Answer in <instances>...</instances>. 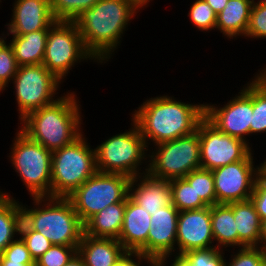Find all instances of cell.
<instances>
[{
  "label": "cell",
  "mask_w": 266,
  "mask_h": 266,
  "mask_svg": "<svg viewBox=\"0 0 266 266\" xmlns=\"http://www.w3.org/2000/svg\"><path fill=\"white\" fill-rule=\"evenodd\" d=\"M147 147L189 135L205 117V104L181 102L173 96L149 98L132 112ZM150 141V142H148Z\"/></svg>",
  "instance_id": "cell-1"
},
{
  "label": "cell",
  "mask_w": 266,
  "mask_h": 266,
  "mask_svg": "<svg viewBox=\"0 0 266 266\" xmlns=\"http://www.w3.org/2000/svg\"><path fill=\"white\" fill-rule=\"evenodd\" d=\"M138 11L127 0H99L76 17L73 23L79 30L83 45L97 63L105 64L112 58L121 45L123 32Z\"/></svg>",
  "instance_id": "cell-2"
},
{
  "label": "cell",
  "mask_w": 266,
  "mask_h": 266,
  "mask_svg": "<svg viewBox=\"0 0 266 266\" xmlns=\"http://www.w3.org/2000/svg\"><path fill=\"white\" fill-rule=\"evenodd\" d=\"M75 94L66 92L55 102L28 113L19 121L18 129L52 152L70 144L83 133L81 105Z\"/></svg>",
  "instance_id": "cell-3"
},
{
  "label": "cell",
  "mask_w": 266,
  "mask_h": 266,
  "mask_svg": "<svg viewBox=\"0 0 266 266\" xmlns=\"http://www.w3.org/2000/svg\"><path fill=\"white\" fill-rule=\"evenodd\" d=\"M32 200L33 208L21 202L22 220L32 230L41 233L53 245H79L84 224L68 198L33 197Z\"/></svg>",
  "instance_id": "cell-4"
},
{
  "label": "cell",
  "mask_w": 266,
  "mask_h": 266,
  "mask_svg": "<svg viewBox=\"0 0 266 266\" xmlns=\"http://www.w3.org/2000/svg\"><path fill=\"white\" fill-rule=\"evenodd\" d=\"M82 133L52 152L50 197L67 198L97 172L95 149Z\"/></svg>",
  "instance_id": "cell-5"
},
{
  "label": "cell",
  "mask_w": 266,
  "mask_h": 266,
  "mask_svg": "<svg viewBox=\"0 0 266 266\" xmlns=\"http://www.w3.org/2000/svg\"><path fill=\"white\" fill-rule=\"evenodd\" d=\"M128 130L107 138L94 148L98 172L122 174L129 178L147 173L149 149L132 120ZM142 164L146 165L145 171L140 167Z\"/></svg>",
  "instance_id": "cell-6"
},
{
  "label": "cell",
  "mask_w": 266,
  "mask_h": 266,
  "mask_svg": "<svg viewBox=\"0 0 266 266\" xmlns=\"http://www.w3.org/2000/svg\"><path fill=\"white\" fill-rule=\"evenodd\" d=\"M10 162L30 197H50L52 151L16 130Z\"/></svg>",
  "instance_id": "cell-7"
},
{
  "label": "cell",
  "mask_w": 266,
  "mask_h": 266,
  "mask_svg": "<svg viewBox=\"0 0 266 266\" xmlns=\"http://www.w3.org/2000/svg\"><path fill=\"white\" fill-rule=\"evenodd\" d=\"M149 150L147 173L156 179L184 178L201 168L198 131L180 138L158 143Z\"/></svg>",
  "instance_id": "cell-8"
},
{
  "label": "cell",
  "mask_w": 266,
  "mask_h": 266,
  "mask_svg": "<svg viewBox=\"0 0 266 266\" xmlns=\"http://www.w3.org/2000/svg\"><path fill=\"white\" fill-rule=\"evenodd\" d=\"M130 181L126 175L97 171L67 198L85 224L110 204L125 201L129 197Z\"/></svg>",
  "instance_id": "cell-9"
},
{
  "label": "cell",
  "mask_w": 266,
  "mask_h": 266,
  "mask_svg": "<svg viewBox=\"0 0 266 266\" xmlns=\"http://www.w3.org/2000/svg\"><path fill=\"white\" fill-rule=\"evenodd\" d=\"M94 60L85 49L73 22L57 21L49 30L42 64L61 82L72 67L82 61Z\"/></svg>",
  "instance_id": "cell-10"
},
{
  "label": "cell",
  "mask_w": 266,
  "mask_h": 266,
  "mask_svg": "<svg viewBox=\"0 0 266 266\" xmlns=\"http://www.w3.org/2000/svg\"><path fill=\"white\" fill-rule=\"evenodd\" d=\"M19 112V120L28 113L55 102L61 81L43 64L20 66L11 81ZM57 97V98H55Z\"/></svg>",
  "instance_id": "cell-11"
},
{
  "label": "cell",
  "mask_w": 266,
  "mask_h": 266,
  "mask_svg": "<svg viewBox=\"0 0 266 266\" xmlns=\"http://www.w3.org/2000/svg\"><path fill=\"white\" fill-rule=\"evenodd\" d=\"M200 141L201 168H216L244 160L253 152L246 142L220 131L206 117L197 128Z\"/></svg>",
  "instance_id": "cell-12"
},
{
  "label": "cell",
  "mask_w": 266,
  "mask_h": 266,
  "mask_svg": "<svg viewBox=\"0 0 266 266\" xmlns=\"http://www.w3.org/2000/svg\"><path fill=\"white\" fill-rule=\"evenodd\" d=\"M253 115V78L247 82L238 95L232 97L227 104L220 107L217 104L205 103V117L220 131L246 142L250 136V124Z\"/></svg>",
  "instance_id": "cell-13"
},
{
  "label": "cell",
  "mask_w": 266,
  "mask_h": 266,
  "mask_svg": "<svg viewBox=\"0 0 266 266\" xmlns=\"http://www.w3.org/2000/svg\"><path fill=\"white\" fill-rule=\"evenodd\" d=\"M251 152L244 160L212 170L216 204H230L249 200L259 174Z\"/></svg>",
  "instance_id": "cell-14"
},
{
  "label": "cell",
  "mask_w": 266,
  "mask_h": 266,
  "mask_svg": "<svg viewBox=\"0 0 266 266\" xmlns=\"http://www.w3.org/2000/svg\"><path fill=\"white\" fill-rule=\"evenodd\" d=\"M177 225L176 240L178 255H182L193 249L215 247L210 206L201 209L180 211Z\"/></svg>",
  "instance_id": "cell-15"
},
{
  "label": "cell",
  "mask_w": 266,
  "mask_h": 266,
  "mask_svg": "<svg viewBox=\"0 0 266 266\" xmlns=\"http://www.w3.org/2000/svg\"><path fill=\"white\" fill-rule=\"evenodd\" d=\"M178 215V209L171 203L151 216V229L147 238V257L157 263L167 256L177 254Z\"/></svg>",
  "instance_id": "cell-16"
},
{
  "label": "cell",
  "mask_w": 266,
  "mask_h": 266,
  "mask_svg": "<svg viewBox=\"0 0 266 266\" xmlns=\"http://www.w3.org/2000/svg\"><path fill=\"white\" fill-rule=\"evenodd\" d=\"M11 10V22L5 25L7 36L49 30L57 22L51 7L39 0H15Z\"/></svg>",
  "instance_id": "cell-17"
},
{
  "label": "cell",
  "mask_w": 266,
  "mask_h": 266,
  "mask_svg": "<svg viewBox=\"0 0 266 266\" xmlns=\"http://www.w3.org/2000/svg\"><path fill=\"white\" fill-rule=\"evenodd\" d=\"M151 229V215L126 199L121 233L117 239L128 253H138L147 257V238Z\"/></svg>",
  "instance_id": "cell-18"
},
{
  "label": "cell",
  "mask_w": 266,
  "mask_h": 266,
  "mask_svg": "<svg viewBox=\"0 0 266 266\" xmlns=\"http://www.w3.org/2000/svg\"><path fill=\"white\" fill-rule=\"evenodd\" d=\"M129 198L152 216L172 203L170 180L156 179L148 173L131 178Z\"/></svg>",
  "instance_id": "cell-19"
},
{
  "label": "cell",
  "mask_w": 266,
  "mask_h": 266,
  "mask_svg": "<svg viewBox=\"0 0 266 266\" xmlns=\"http://www.w3.org/2000/svg\"><path fill=\"white\" fill-rule=\"evenodd\" d=\"M77 253L85 266H115L128 252L113 238H93L83 234Z\"/></svg>",
  "instance_id": "cell-20"
},
{
  "label": "cell",
  "mask_w": 266,
  "mask_h": 266,
  "mask_svg": "<svg viewBox=\"0 0 266 266\" xmlns=\"http://www.w3.org/2000/svg\"><path fill=\"white\" fill-rule=\"evenodd\" d=\"M238 248L260 247L261 221L251 199L232 203Z\"/></svg>",
  "instance_id": "cell-21"
},
{
  "label": "cell",
  "mask_w": 266,
  "mask_h": 266,
  "mask_svg": "<svg viewBox=\"0 0 266 266\" xmlns=\"http://www.w3.org/2000/svg\"><path fill=\"white\" fill-rule=\"evenodd\" d=\"M126 200L113 203L84 224V234L93 238L118 239L124 219Z\"/></svg>",
  "instance_id": "cell-22"
},
{
  "label": "cell",
  "mask_w": 266,
  "mask_h": 266,
  "mask_svg": "<svg viewBox=\"0 0 266 266\" xmlns=\"http://www.w3.org/2000/svg\"><path fill=\"white\" fill-rule=\"evenodd\" d=\"M251 9L250 0H229L225 8L217 15L216 29L228 39L245 37Z\"/></svg>",
  "instance_id": "cell-23"
},
{
  "label": "cell",
  "mask_w": 266,
  "mask_h": 266,
  "mask_svg": "<svg viewBox=\"0 0 266 266\" xmlns=\"http://www.w3.org/2000/svg\"><path fill=\"white\" fill-rule=\"evenodd\" d=\"M9 41L18 66L42 64L47 44L48 30L24 35H12Z\"/></svg>",
  "instance_id": "cell-24"
},
{
  "label": "cell",
  "mask_w": 266,
  "mask_h": 266,
  "mask_svg": "<svg viewBox=\"0 0 266 266\" xmlns=\"http://www.w3.org/2000/svg\"><path fill=\"white\" fill-rule=\"evenodd\" d=\"M211 224L215 247L227 250L238 247V233L233 215L232 203L210 206ZM235 246V247H234Z\"/></svg>",
  "instance_id": "cell-25"
},
{
  "label": "cell",
  "mask_w": 266,
  "mask_h": 266,
  "mask_svg": "<svg viewBox=\"0 0 266 266\" xmlns=\"http://www.w3.org/2000/svg\"><path fill=\"white\" fill-rule=\"evenodd\" d=\"M0 189V254L19 236L22 222L21 202ZM18 235V236H15Z\"/></svg>",
  "instance_id": "cell-26"
},
{
  "label": "cell",
  "mask_w": 266,
  "mask_h": 266,
  "mask_svg": "<svg viewBox=\"0 0 266 266\" xmlns=\"http://www.w3.org/2000/svg\"><path fill=\"white\" fill-rule=\"evenodd\" d=\"M266 133V67L253 77V115L250 135Z\"/></svg>",
  "instance_id": "cell-27"
},
{
  "label": "cell",
  "mask_w": 266,
  "mask_h": 266,
  "mask_svg": "<svg viewBox=\"0 0 266 266\" xmlns=\"http://www.w3.org/2000/svg\"><path fill=\"white\" fill-rule=\"evenodd\" d=\"M170 188L172 204L179 212L207 207L185 178L171 180Z\"/></svg>",
  "instance_id": "cell-28"
},
{
  "label": "cell",
  "mask_w": 266,
  "mask_h": 266,
  "mask_svg": "<svg viewBox=\"0 0 266 266\" xmlns=\"http://www.w3.org/2000/svg\"><path fill=\"white\" fill-rule=\"evenodd\" d=\"M184 178L194 188L196 196H199L207 206H213L216 204L212 171L198 168L191 171Z\"/></svg>",
  "instance_id": "cell-29"
},
{
  "label": "cell",
  "mask_w": 266,
  "mask_h": 266,
  "mask_svg": "<svg viewBox=\"0 0 266 266\" xmlns=\"http://www.w3.org/2000/svg\"><path fill=\"white\" fill-rule=\"evenodd\" d=\"M99 0H52L51 12L56 21L73 22L84 10L92 8Z\"/></svg>",
  "instance_id": "cell-30"
},
{
  "label": "cell",
  "mask_w": 266,
  "mask_h": 266,
  "mask_svg": "<svg viewBox=\"0 0 266 266\" xmlns=\"http://www.w3.org/2000/svg\"><path fill=\"white\" fill-rule=\"evenodd\" d=\"M188 16L191 23L200 31L216 29L217 14L205 0H196L191 4Z\"/></svg>",
  "instance_id": "cell-31"
},
{
  "label": "cell",
  "mask_w": 266,
  "mask_h": 266,
  "mask_svg": "<svg viewBox=\"0 0 266 266\" xmlns=\"http://www.w3.org/2000/svg\"><path fill=\"white\" fill-rule=\"evenodd\" d=\"M19 237L26 244L30 256L36 262L53 244L41 233L32 230L23 220L20 225Z\"/></svg>",
  "instance_id": "cell-32"
},
{
  "label": "cell",
  "mask_w": 266,
  "mask_h": 266,
  "mask_svg": "<svg viewBox=\"0 0 266 266\" xmlns=\"http://www.w3.org/2000/svg\"><path fill=\"white\" fill-rule=\"evenodd\" d=\"M182 255L192 266H225V253L221 248L193 249Z\"/></svg>",
  "instance_id": "cell-33"
},
{
  "label": "cell",
  "mask_w": 266,
  "mask_h": 266,
  "mask_svg": "<svg viewBox=\"0 0 266 266\" xmlns=\"http://www.w3.org/2000/svg\"><path fill=\"white\" fill-rule=\"evenodd\" d=\"M230 261L225 266H264L266 264V252L262 247L239 248L237 252L230 254Z\"/></svg>",
  "instance_id": "cell-34"
},
{
  "label": "cell",
  "mask_w": 266,
  "mask_h": 266,
  "mask_svg": "<svg viewBox=\"0 0 266 266\" xmlns=\"http://www.w3.org/2000/svg\"><path fill=\"white\" fill-rule=\"evenodd\" d=\"M77 247L53 245L35 262V266H65L76 255Z\"/></svg>",
  "instance_id": "cell-35"
},
{
  "label": "cell",
  "mask_w": 266,
  "mask_h": 266,
  "mask_svg": "<svg viewBox=\"0 0 266 266\" xmlns=\"http://www.w3.org/2000/svg\"><path fill=\"white\" fill-rule=\"evenodd\" d=\"M18 64L7 41L0 47V83L6 88L18 71Z\"/></svg>",
  "instance_id": "cell-36"
},
{
  "label": "cell",
  "mask_w": 266,
  "mask_h": 266,
  "mask_svg": "<svg viewBox=\"0 0 266 266\" xmlns=\"http://www.w3.org/2000/svg\"><path fill=\"white\" fill-rule=\"evenodd\" d=\"M247 38H256V40L266 38V3L252 5L250 20L247 31Z\"/></svg>",
  "instance_id": "cell-37"
},
{
  "label": "cell",
  "mask_w": 266,
  "mask_h": 266,
  "mask_svg": "<svg viewBox=\"0 0 266 266\" xmlns=\"http://www.w3.org/2000/svg\"><path fill=\"white\" fill-rule=\"evenodd\" d=\"M2 255L9 261L22 262V264H35L30 256L26 244L22 239H17L10 243V245L3 251Z\"/></svg>",
  "instance_id": "cell-38"
},
{
  "label": "cell",
  "mask_w": 266,
  "mask_h": 266,
  "mask_svg": "<svg viewBox=\"0 0 266 266\" xmlns=\"http://www.w3.org/2000/svg\"><path fill=\"white\" fill-rule=\"evenodd\" d=\"M250 199L255 205L260 221L266 220V179L260 174L257 176Z\"/></svg>",
  "instance_id": "cell-39"
},
{
  "label": "cell",
  "mask_w": 266,
  "mask_h": 266,
  "mask_svg": "<svg viewBox=\"0 0 266 266\" xmlns=\"http://www.w3.org/2000/svg\"><path fill=\"white\" fill-rule=\"evenodd\" d=\"M143 261L147 262L148 266H158L155 260L138 253H128L115 266H142Z\"/></svg>",
  "instance_id": "cell-40"
},
{
  "label": "cell",
  "mask_w": 266,
  "mask_h": 266,
  "mask_svg": "<svg viewBox=\"0 0 266 266\" xmlns=\"http://www.w3.org/2000/svg\"><path fill=\"white\" fill-rule=\"evenodd\" d=\"M172 256H174V258ZM169 257L173 258L172 259L173 262H170L171 263L170 266H192L190 262L183 255H178V254L167 256L158 263V266H166L167 261L170 259Z\"/></svg>",
  "instance_id": "cell-41"
},
{
  "label": "cell",
  "mask_w": 266,
  "mask_h": 266,
  "mask_svg": "<svg viewBox=\"0 0 266 266\" xmlns=\"http://www.w3.org/2000/svg\"><path fill=\"white\" fill-rule=\"evenodd\" d=\"M218 15L224 8L229 0H205Z\"/></svg>",
  "instance_id": "cell-42"
},
{
  "label": "cell",
  "mask_w": 266,
  "mask_h": 266,
  "mask_svg": "<svg viewBox=\"0 0 266 266\" xmlns=\"http://www.w3.org/2000/svg\"><path fill=\"white\" fill-rule=\"evenodd\" d=\"M2 266H35V264H22V262L9 261L1 254Z\"/></svg>",
  "instance_id": "cell-43"
},
{
  "label": "cell",
  "mask_w": 266,
  "mask_h": 266,
  "mask_svg": "<svg viewBox=\"0 0 266 266\" xmlns=\"http://www.w3.org/2000/svg\"><path fill=\"white\" fill-rule=\"evenodd\" d=\"M260 247L266 248V220L261 221Z\"/></svg>",
  "instance_id": "cell-44"
},
{
  "label": "cell",
  "mask_w": 266,
  "mask_h": 266,
  "mask_svg": "<svg viewBox=\"0 0 266 266\" xmlns=\"http://www.w3.org/2000/svg\"><path fill=\"white\" fill-rule=\"evenodd\" d=\"M65 266H85V264L78 253H76Z\"/></svg>",
  "instance_id": "cell-45"
},
{
  "label": "cell",
  "mask_w": 266,
  "mask_h": 266,
  "mask_svg": "<svg viewBox=\"0 0 266 266\" xmlns=\"http://www.w3.org/2000/svg\"><path fill=\"white\" fill-rule=\"evenodd\" d=\"M127 1H130L140 10L144 8V6L147 7V4H149V2L152 0H127Z\"/></svg>",
  "instance_id": "cell-46"
},
{
  "label": "cell",
  "mask_w": 266,
  "mask_h": 266,
  "mask_svg": "<svg viewBox=\"0 0 266 266\" xmlns=\"http://www.w3.org/2000/svg\"><path fill=\"white\" fill-rule=\"evenodd\" d=\"M259 174L266 179V158L263 163L259 164Z\"/></svg>",
  "instance_id": "cell-47"
},
{
  "label": "cell",
  "mask_w": 266,
  "mask_h": 266,
  "mask_svg": "<svg viewBox=\"0 0 266 266\" xmlns=\"http://www.w3.org/2000/svg\"><path fill=\"white\" fill-rule=\"evenodd\" d=\"M2 36H0V47L7 41L6 40V34L3 32L2 34H1ZM4 35H5V37H4Z\"/></svg>",
  "instance_id": "cell-48"
},
{
  "label": "cell",
  "mask_w": 266,
  "mask_h": 266,
  "mask_svg": "<svg viewBox=\"0 0 266 266\" xmlns=\"http://www.w3.org/2000/svg\"><path fill=\"white\" fill-rule=\"evenodd\" d=\"M252 5H258V4H265L266 3V0H258L256 2V0H250Z\"/></svg>",
  "instance_id": "cell-49"
},
{
  "label": "cell",
  "mask_w": 266,
  "mask_h": 266,
  "mask_svg": "<svg viewBox=\"0 0 266 266\" xmlns=\"http://www.w3.org/2000/svg\"><path fill=\"white\" fill-rule=\"evenodd\" d=\"M39 1L46 3L48 6H50L52 2V0H39Z\"/></svg>",
  "instance_id": "cell-50"
},
{
  "label": "cell",
  "mask_w": 266,
  "mask_h": 266,
  "mask_svg": "<svg viewBox=\"0 0 266 266\" xmlns=\"http://www.w3.org/2000/svg\"><path fill=\"white\" fill-rule=\"evenodd\" d=\"M6 88L0 83V94L3 92Z\"/></svg>",
  "instance_id": "cell-51"
}]
</instances>
